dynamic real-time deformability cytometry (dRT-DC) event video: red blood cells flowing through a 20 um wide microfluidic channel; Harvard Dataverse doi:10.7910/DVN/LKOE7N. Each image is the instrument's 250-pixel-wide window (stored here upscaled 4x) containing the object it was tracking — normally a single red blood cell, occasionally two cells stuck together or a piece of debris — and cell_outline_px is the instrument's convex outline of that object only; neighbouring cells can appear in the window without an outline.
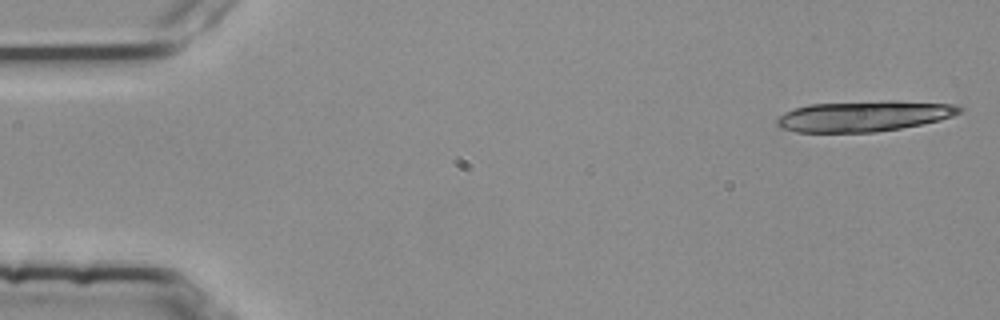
{"species": "common noctule bat (a hibernating species)", "species_latin": "Nyctalus noctula", "temperature_condition": "room temperature", "stored_images_in_passage": 4, "camera_frame_rate_fps": 3000, "um_per_image_px": 0.085, "animal": {"sex": "female", "body_mass_g": 25.1}, "frame": {"image": 1, "passage_image": 1, "time_ms": 0.0, "image_size_px": [1000, 320], "cell_outline_px": [[964, 108], [960, 112], [952, 116], [940, 120], [900, 128], [876, 132], [796, 132], [780, 128], [776, 124], [776, 120], [784, 112], [808, 104], [896, 100], [952, 104]], "centroid_in_image_um": [73.42, 9.86], "position_along_channel_um": 11.6, "area_um2": 32.6}}